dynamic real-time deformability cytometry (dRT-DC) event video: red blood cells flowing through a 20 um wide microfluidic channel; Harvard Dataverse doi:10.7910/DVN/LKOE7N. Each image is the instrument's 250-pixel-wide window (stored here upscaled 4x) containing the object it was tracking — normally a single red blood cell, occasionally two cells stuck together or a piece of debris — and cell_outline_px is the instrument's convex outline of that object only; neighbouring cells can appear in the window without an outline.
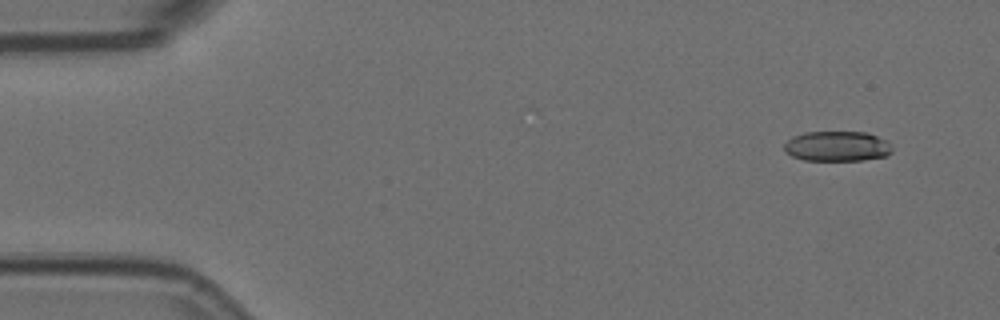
{"species": "Egyptian fruit bat (a non-hibernating species)", "species_latin": "Rousettus aegyptiacus", "temperature_condition": "room temperature", "stored_images_in_passage": 5, "camera_frame_rate_fps": 3000, "um_per_image_px": 0.085, "animal": {"sex": "female"}, "frame": {"image": 1, "passage_image": 1, "time_ms": 0.0, "image_size_px": [1000, 320], "cell_outline_px": [[892, 152], [888, 156], [864, 160], [804, 160], [792, 156], [784, 152], [784, 144], [792, 136], [804, 132], [864, 132], [888, 140], [892, 148]], "centroid_in_image_um": [71.16, 12.43], "position_along_channel_um": 13.8, "area_um2": 19.13}}
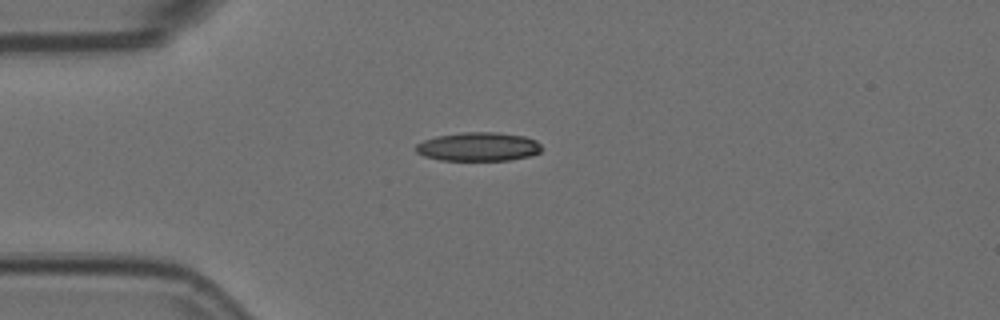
{"frame": {"image": 2, "passage_image": 4, "time_ms": 1.0, "image_size_px": [1000, 320], "cell_outline_px": [[544, 148], [540, 152], [528, 156], [508, 160], [440, 160], [424, 156], [416, 152], [416, 144], [424, 140], [436, 136], [460, 132], [496, 132], [524, 136], [536, 140]], "centroid_in_image_um": [40.66, 12.46], "position_along_channel_um": 44.3, "area_um2": 21.15}}
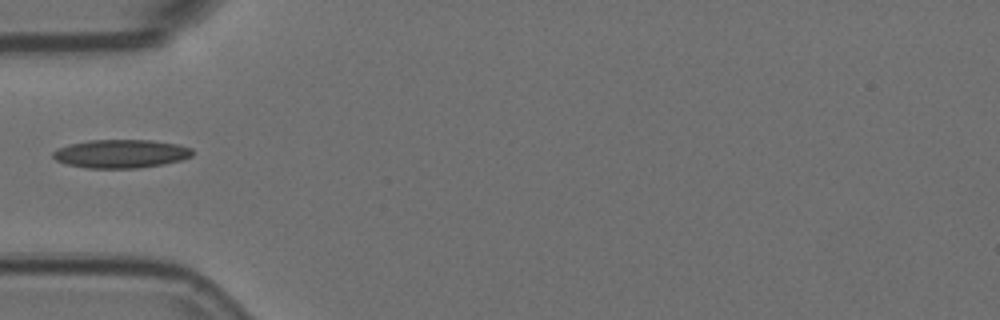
{"frame": {"image": 3, "passage_image": 5, "time_ms": 1.333, "image_size_px": [1000, 320], "cell_outline_px": [[192, 156], [180, 160], [164, 164], [136, 168], [88, 168], [68, 164], [56, 160], [52, 156], [52, 152], [68, 144], [88, 140], [152, 140], [180, 144], [192, 148]], "centroid_in_image_um": [10.29, 13.06], "position_along_channel_um": 74.7, "area_um2": 23.12}}